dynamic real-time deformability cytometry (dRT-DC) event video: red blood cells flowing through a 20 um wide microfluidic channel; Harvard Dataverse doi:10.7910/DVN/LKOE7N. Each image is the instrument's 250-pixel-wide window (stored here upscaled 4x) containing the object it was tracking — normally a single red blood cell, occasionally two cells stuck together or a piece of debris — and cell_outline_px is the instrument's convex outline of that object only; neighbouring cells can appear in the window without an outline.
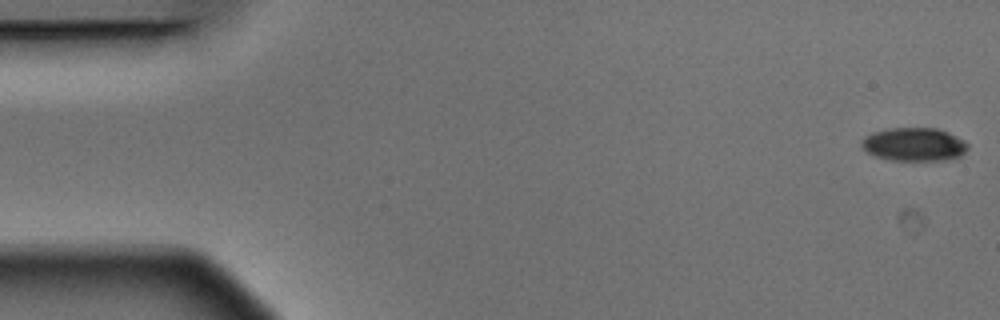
{"species": "Egyptian fruit bat (a non-hibernating species)", "species_latin": "Rousettus aegyptiacus", "temperature_condition": "warm", "stored_images_in_passage": 5, "camera_frame_rate_fps": 3000, "um_per_image_px": 0.085, "animal": {"sex": "male"}, "frame": {"image": 1, "passage_image": 1, "time_ms": 0.0, "image_size_px": [1000, 320], "cell_outline_px": [[968, 148], [960, 156], [944, 160], [892, 160], [876, 156], [868, 152], [860, 144], [860, 140], [864, 136], [872, 132], [888, 128], [936, 128], [948, 132], [964, 140], [968, 144]], "centroid_in_image_um": [77.68, 12.26], "position_along_channel_um": 7.3, "area_um2": 20.63}}
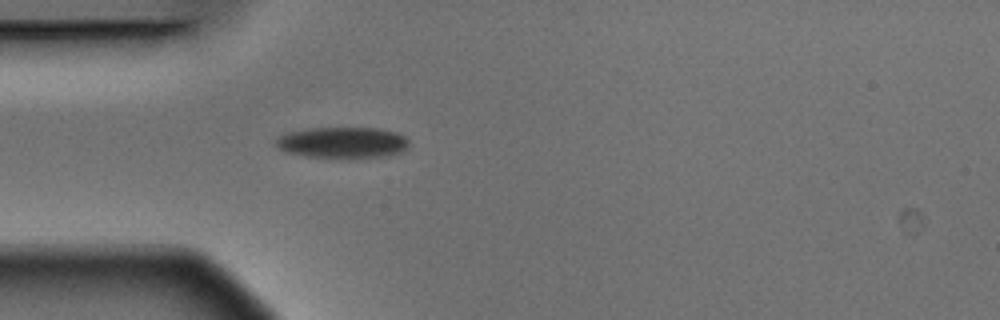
{"frame": {"image": 2, "passage_image": 5, "time_ms": 1.333, "image_size_px": [1000, 320], "cell_outline_px": [[408, 148], [404, 152], [388, 156], [356, 160], [304, 156], [284, 152], [276, 144], [276, 140], [280, 136], [288, 132], [308, 128], [376, 128], [396, 132], [404, 136], [408, 140]], "centroid_in_image_um": [29.17, 12.16], "position_along_channel_um": 55.8, "area_um2": 24.91}}